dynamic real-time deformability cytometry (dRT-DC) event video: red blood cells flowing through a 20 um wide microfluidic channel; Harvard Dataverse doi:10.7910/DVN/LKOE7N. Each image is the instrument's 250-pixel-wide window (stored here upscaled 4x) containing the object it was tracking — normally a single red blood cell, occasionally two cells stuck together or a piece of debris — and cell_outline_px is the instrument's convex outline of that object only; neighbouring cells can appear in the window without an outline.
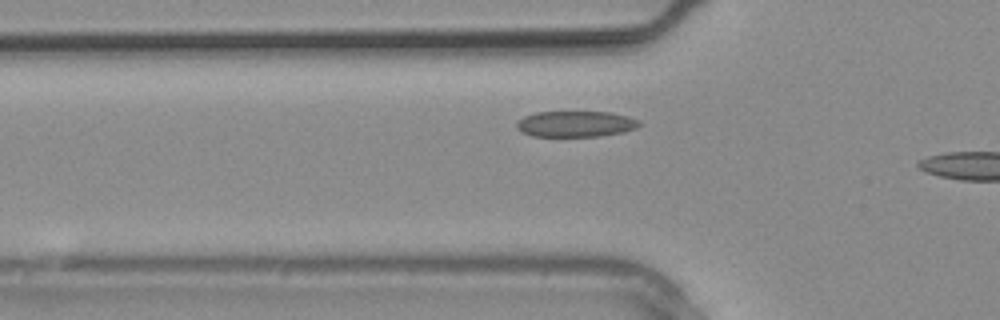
{"species": "common noctule bat (a hibernating species)", "species_latin": "Nyctalus noctula", "temperature_condition": "warm", "stored_images_in_passage": 5, "camera_frame_rate_fps": 3000, "um_per_image_px": 0.085, "animal": {"sex": "male", "body_mass_g": 20.4}, "frame": {"image": 1, "passage_image": 4, "time_ms": 1.0, "image_size_px": [1000, 320], "cell_outline_px": [[640, 124], [636, 128], [624, 132], [600, 136], [532, 136], [520, 132], [516, 128], [516, 124], [524, 116], [536, 112], [612, 112], [628, 116], [640, 120]], "centroid_in_image_um": [48.94, 10.53], "position_along_channel_um": 76.9, "area_um2": 18.61}}